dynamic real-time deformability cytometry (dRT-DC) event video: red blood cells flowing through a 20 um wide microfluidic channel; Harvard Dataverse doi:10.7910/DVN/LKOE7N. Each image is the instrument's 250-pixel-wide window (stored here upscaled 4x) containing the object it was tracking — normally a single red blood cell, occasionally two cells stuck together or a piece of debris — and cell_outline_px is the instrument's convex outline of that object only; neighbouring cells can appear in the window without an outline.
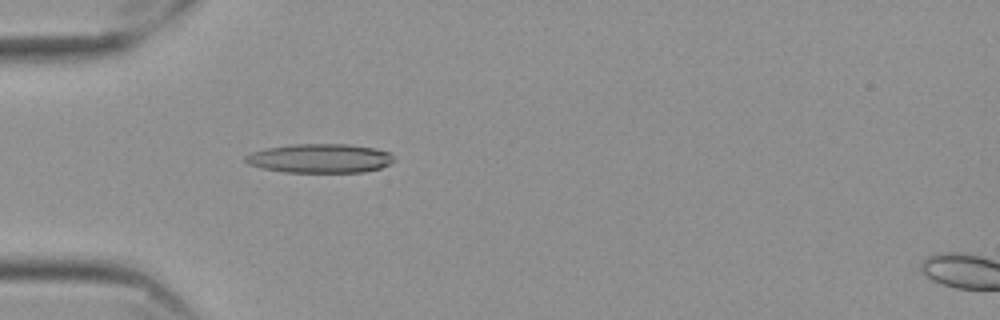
{"species": "Egyptian fruit bat (a non-hibernating species)", "species_latin": "Rousettus aegyptiacus", "temperature_condition": "cold", "stored_images_in_passage": 58, "camera_frame_rate_fps": 3000, "um_per_image_px": 0.085, "frame": {"image": 1, "passage_image": 18, "time_ms": 5.667, "image_size_px": [1000, 320], "cell_outline_px": [[392, 160], [388, 164], [380, 168], [364, 172], [284, 172], [260, 168], [248, 164], [244, 160], [244, 156], [252, 152], [264, 148], [292, 144], [348, 144], [376, 148], [388, 152], [392, 156]], "centroid_in_image_um": [27.13, 13.45], "position_along_channel_um": 57.9, "area_um2": 25.2}}
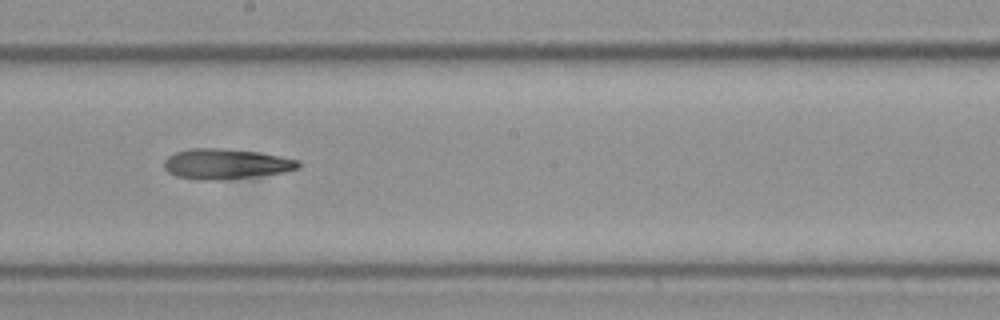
{"frame": {"image": 2, "passage_image": 33, "time_ms": 10.667, "image_size_px": [1000, 320], "cell_outline_px": [[300, 168], [284, 172], [252, 176], [216, 180], [196, 180], [176, 176], [168, 172], [164, 168], [164, 160], [168, 156], [176, 152], [188, 148], [224, 148], [260, 152], [300, 160]], "centroid_in_image_um": [19.18, 13.92], "position_along_channel_um": 229.0, "area_um2": 23.81}}
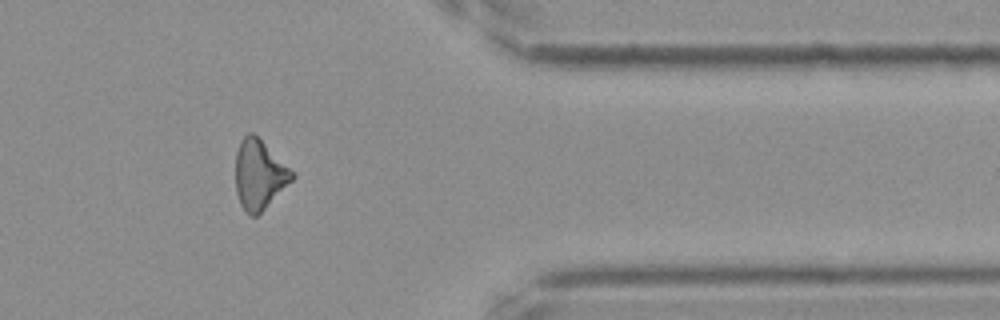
{"frame": {"image": 3, "passage_image": 48, "time_ms": 15.667, "image_size_px": [1000, 320], "cell_outline_px": [[296, 176], [256, 216], [252, 216], [240, 204], [236, 192], [236, 152], [244, 136], [248, 132], [252, 132]], "centroid_in_image_um": [22.0, 14.85], "position_along_channel_um": 389.4, "area_um2": 21.85}}